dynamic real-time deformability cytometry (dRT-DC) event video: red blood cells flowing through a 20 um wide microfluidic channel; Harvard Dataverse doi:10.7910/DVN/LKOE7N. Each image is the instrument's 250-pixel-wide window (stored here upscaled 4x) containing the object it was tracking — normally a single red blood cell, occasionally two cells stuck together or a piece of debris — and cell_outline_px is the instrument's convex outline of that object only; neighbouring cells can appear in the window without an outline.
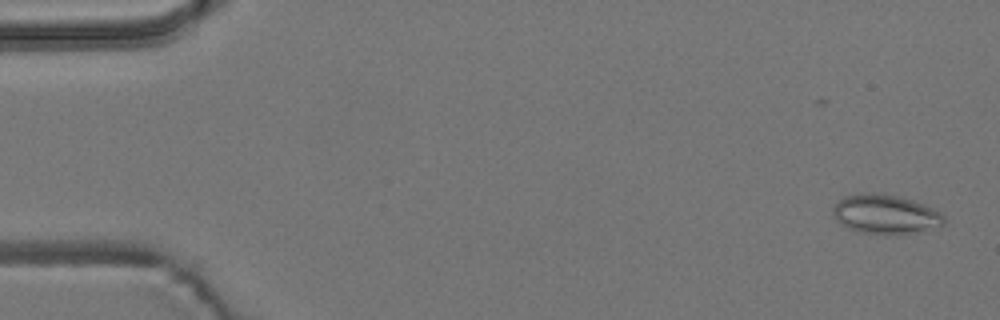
{"species": "common noctule bat (a hibernating species)", "species_latin": "Nyctalus noctula", "temperature_condition": "room temperature", "stored_images_in_passage": 5, "camera_frame_rate_fps": 3000, "um_per_image_px": 0.085, "animal": {"sex": "male", "body_mass_g": 19.2, "forearm_length_mm": 51.8}, "frame": {"image": 1, "passage_image": 1, "time_ms": 0.0, "image_size_px": [1000, 320], "cell_outline_px": [[944, 224], [916, 232], [856, 232], [840, 224], [836, 220], [832, 212], [832, 208], [844, 196], [860, 192], [876, 192], [896, 196], [912, 200], [924, 204], [940, 212], [944, 216]], "centroid_in_image_um": [75.2, 18.17], "position_along_channel_um": 9.8, "area_um2": 24.91}}